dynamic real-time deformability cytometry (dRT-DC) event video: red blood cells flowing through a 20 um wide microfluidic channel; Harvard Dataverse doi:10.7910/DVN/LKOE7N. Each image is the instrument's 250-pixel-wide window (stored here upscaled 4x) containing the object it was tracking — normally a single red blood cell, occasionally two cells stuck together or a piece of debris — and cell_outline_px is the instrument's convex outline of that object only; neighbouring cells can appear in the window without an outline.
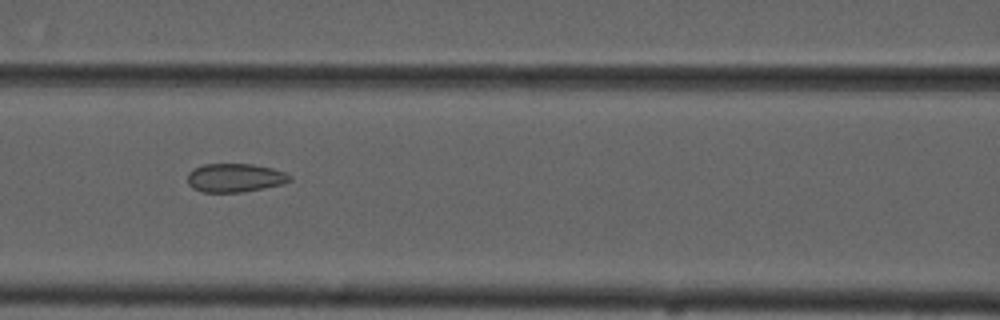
{"species": "common noctule bat (a hibernating species)", "species_latin": "Nyctalus noctula", "temperature_condition": "cold", "stored_images_in_passage": 9, "camera_frame_rate_fps": 3000, "um_per_image_px": 0.085, "animal": {"sex": "male", "forearm_length_mm": 52.5}, "frame": {"image": 1, "passage_image": 6, "time_ms": 6.667, "image_size_px": [1000, 320], "cell_outline_px": [[292, 180], [284, 184], [244, 192], [200, 192], [192, 188], [188, 184], [188, 172], [192, 168], [204, 164], [252, 164], [272, 168], [284, 172], [292, 176]], "centroid_in_image_um": [19.97, 15.12], "position_along_channel_um": 146.6, "area_um2": 17.28}}
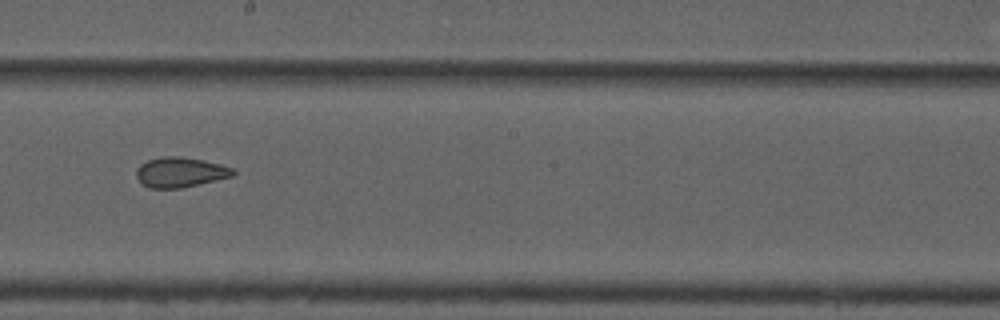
{"frame": {"image": 2, "passage_image": 8, "time_ms": 9.0, "image_size_px": [1000, 320], "cell_outline_px": [[236, 172], [232, 176], [180, 188], [148, 188], [136, 176], [136, 168], [140, 164], [148, 160], [164, 156], [180, 156], [204, 160], [220, 164], [232, 168]], "centroid_in_image_um": [15.3, 14.63], "position_along_channel_um": 232.9, "area_um2": 16.76}}
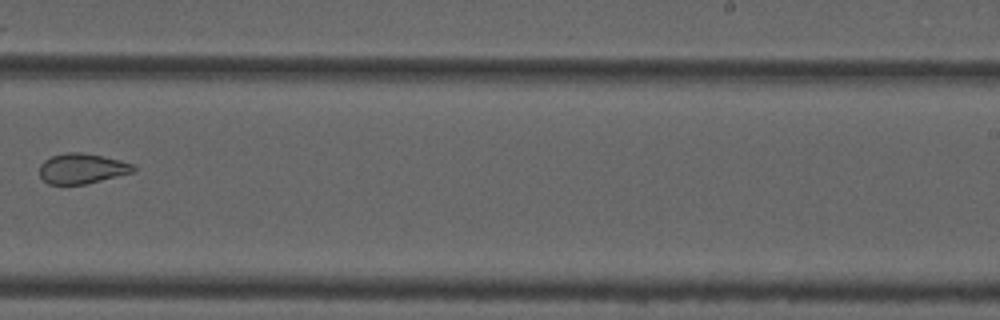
{"frame": {"image": 3, "passage_image": 9, "time_ms": 10.333, "image_size_px": [1000, 320], "cell_outline_px": [[136, 168], [132, 172], [84, 184], [48, 184], [40, 176], [40, 164], [44, 160], [52, 156], [64, 152], [80, 152], [120, 160], [132, 164]], "centroid_in_image_um": [6.92, 14.32], "position_along_channel_um": 282.1, "area_um2": 16.24}}